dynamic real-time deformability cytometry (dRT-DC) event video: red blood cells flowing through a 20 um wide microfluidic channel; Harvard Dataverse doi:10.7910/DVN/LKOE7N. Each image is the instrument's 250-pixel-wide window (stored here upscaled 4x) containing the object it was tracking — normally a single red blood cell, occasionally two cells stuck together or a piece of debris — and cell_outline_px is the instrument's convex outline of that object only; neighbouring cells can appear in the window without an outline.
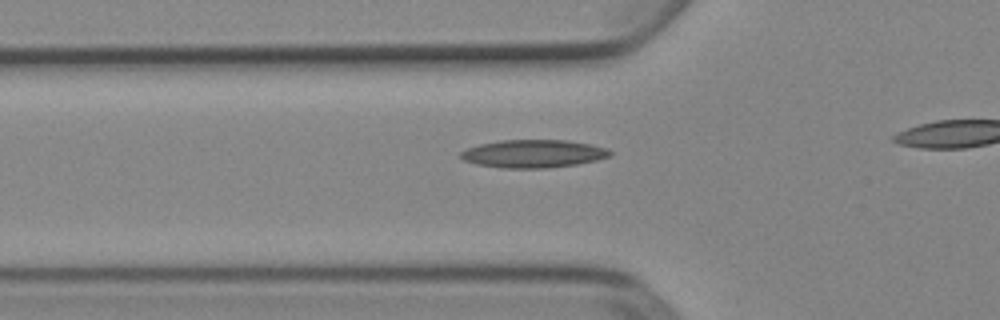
{"species": "Egyptian fruit bat (a non-hibernating species)", "species_latin": "Rousettus aegyptiacus", "temperature_condition": "cold", "stored_images_in_passage": 39, "camera_frame_rate_fps": 3000, "um_per_image_px": 0.085, "animal": {"sex": "female"}, "frame": {"image": 1, "passage_image": 14, "time_ms": 4.333, "image_size_px": [1000, 320], "cell_outline_px": [[612, 156], [596, 160], [576, 164], [544, 168], [504, 168], [476, 164], [464, 160], [460, 156], [460, 152], [468, 148], [480, 144], [500, 140], [568, 140], [592, 144], [608, 148], [612, 152]], "centroid_in_image_um": [45.37, 13.06], "position_along_channel_um": 80.4, "area_um2": 24.33}}
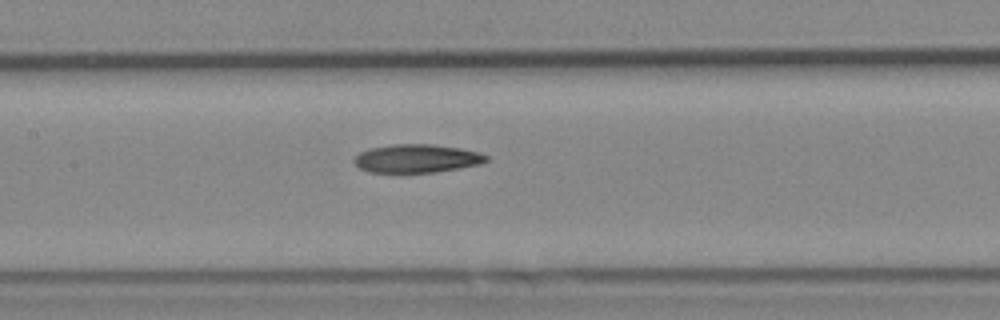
{"frame": {"image": 2, "passage_image": 21, "time_ms": 6.667, "image_size_px": [1000, 320], "cell_outline_px": [[488, 160], [480, 164], [460, 168], [436, 172], [368, 172], [360, 168], [352, 160], [360, 152], [368, 148], [392, 144], [432, 144], [460, 148], [480, 152], [488, 156]], "centroid_in_image_um": [35.43, 13.46], "position_along_channel_um": 172.0, "area_um2": 21.91}}
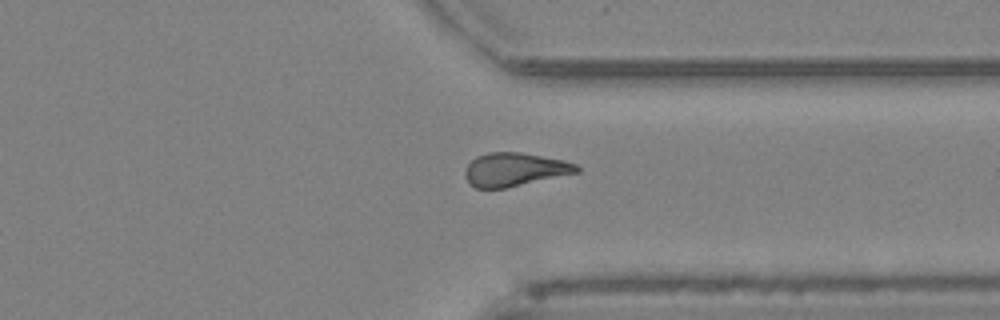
{"frame": {"image": 3, "passage_image": 36, "time_ms": 11.667, "image_size_px": [1000, 320], "cell_outline_px": [[580, 172], [504, 188], [476, 188], [464, 176], [464, 172], [468, 164], [476, 156], [488, 152], [520, 152], [564, 160], [576, 164], [580, 168]], "centroid_in_image_um": [43.75, 14.39], "position_along_channel_um": 367.7, "area_um2": 21.62}}